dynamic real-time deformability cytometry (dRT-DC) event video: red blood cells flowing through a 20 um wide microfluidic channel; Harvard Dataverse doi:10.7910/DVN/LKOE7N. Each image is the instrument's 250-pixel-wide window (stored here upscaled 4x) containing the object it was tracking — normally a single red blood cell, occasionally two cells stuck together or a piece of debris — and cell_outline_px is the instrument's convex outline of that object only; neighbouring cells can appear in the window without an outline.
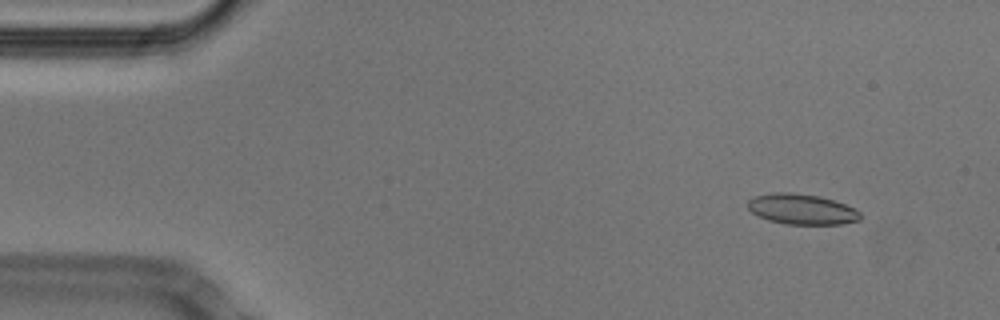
{"species": "Egyptian fruit bat (a non-hibernating species)", "species_latin": "Rousettus aegyptiacus", "temperature_condition": "cold", "stored_images_in_passage": 52, "camera_frame_rate_fps": 3000, "um_per_image_px": 0.085, "animal": {"sex": "male"}, "frame": {"image": 1, "passage_image": 5, "time_ms": 1.333, "image_size_px": [1000, 320], "cell_outline_px": [[864, 216], [860, 220], [840, 224], [784, 224], [768, 220], [752, 212], [748, 208], [748, 200], [756, 196], [772, 192], [792, 192], [820, 196], [856, 208]], "centroid_in_image_um": [68.18, 17.78], "position_along_channel_um": 16.8, "area_um2": 20.06}}
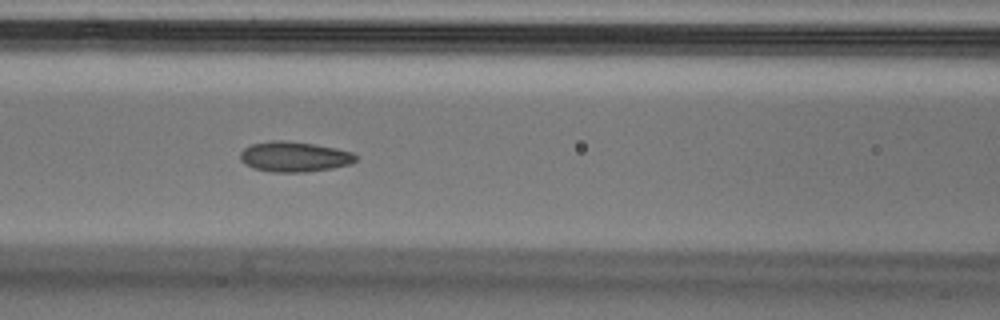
{"frame": {"image": 2, "passage_image": 22, "time_ms": 7.0, "image_size_px": [1000, 320], "cell_outline_px": [[356, 160], [352, 164], [332, 168], [304, 172], [272, 172], [252, 168], [244, 164], [240, 160], [240, 152], [244, 148], [252, 144], [272, 140], [288, 140], [336, 148], [352, 152], [356, 156]], "centroid_in_image_um": [24.99, 13.32], "position_along_channel_um": 141.6, "area_um2": 20.46}}
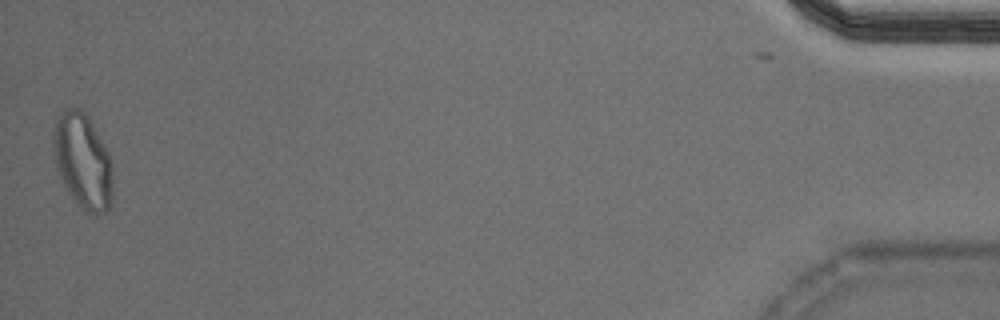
{"frame": {"image": 3, "passage_image": 52, "time_ms": 17.0, "image_size_px": [1000, 320], "cell_outline_px": [[112, 196], [108, 208], [104, 212], [96, 216], [84, 212], [72, 200], [56, 168], [52, 144], [52, 128], [60, 112], [64, 108], [80, 108], [88, 116], [108, 152], [112, 164]], "centroid_in_image_um": [7.01, 13.7], "position_along_channel_um": 428.2, "area_um2": 33.47}, "authors_computed_cell_mechanics": {"area_um2": 20.23, "velocity_mm_per_s": 3.7944, "shape_relaxation_time_tau1_ms": 8.7667, "shape_relaxation_time_tau2_ms": 2.2412, "deformation_change_tau1": 0.158, "deformation_change_tau2": 0.0723}}